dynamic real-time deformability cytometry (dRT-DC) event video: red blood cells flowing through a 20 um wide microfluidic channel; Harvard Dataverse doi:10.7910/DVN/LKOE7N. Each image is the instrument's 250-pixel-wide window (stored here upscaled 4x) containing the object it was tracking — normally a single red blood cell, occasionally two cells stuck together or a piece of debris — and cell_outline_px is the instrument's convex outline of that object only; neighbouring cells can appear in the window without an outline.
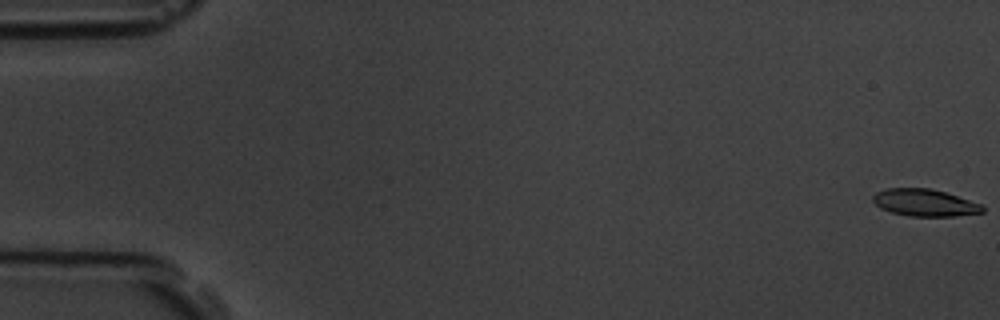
{"species": "common noctule bat (a hibernating species)", "species_latin": "Nyctalus noctula", "temperature_condition": "room temperature", "stored_images_in_passage": 5, "camera_frame_rate_fps": 3000, "um_per_image_px": 0.085, "animal": {"sex": "male", "body_mass_g": 19.5, "forearm_length_mm": 54.6}, "frame": {"image": 1, "passage_image": 1, "time_ms": 0.0, "image_size_px": [1000, 320], "cell_outline_px": [[984, 212], [952, 216], [908, 216], [892, 212], [880, 208], [872, 200], [872, 196], [876, 192], [888, 188], [928, 188], [944, 192], [980, 204], [984, 208]], "centroid_in_image_um": [78.55, 17.23], "position_along_channel_um": 6.4, "area_um2": 17.05}}
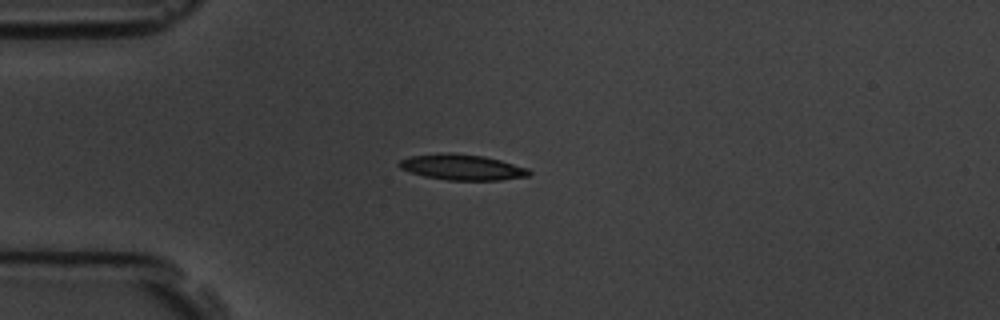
{"frame": {"image": 2, "passage_image": 5, "time_ms": 4.667, "image_size_px": [1000, 320], "cell_outline_px": [[532, 172], [528, 176], [500, 180], [448, 180], [424, 176], [400, 168], [396, 164], [400, 160], [412, 156], [444, 152], [452, 152], [484, 156], [500, 160], [528, 168]], "centroid_in_image_um": [39.28, 14.2], "position_along_channel_um": 45.7, "area_um2": 19.42}}